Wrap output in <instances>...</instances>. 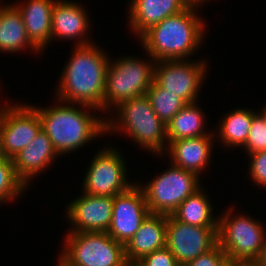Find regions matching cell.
<instances>
[{"label":"cell","mask_w":266,"mask_h":266,"mask_svg":"<svg viewBox=\"0 0 266 266\" xmlns=\"http://www.w3.org/2000/svg\"><path fill=\"white\" fill-rule=\"evenodd\" d=\"M95 43L75 45L58 81V100L93 107L104 112L108 55ZM98 47V48H97Z\"/></svg>","instance_id":"obj_1"},{"label":"cell","mask_w":266,"mask_h":266,"mask_svg":"<svg viewBox=\"0 0 266 266\" xmlns=\"http://www.w3.org/2000/svg\"><path fill=\"white\" fill-rule=\"evenodd\" d=\"M53 107H35L38 113L42 130L52 141L53 147L59 156L76 151L89 143L90 140L106 133V116L100 118L90 113L93 107L78 105L58 100ZM83 109H89L90 112Z\"/></svg>","instance_id":"obj_2"},{"label":"cell","mask_w":266,"mask_h":266,"mask_svg":"<svg viewBox=\"0 0 266 266\" xmlns=\"http://www.w3.org/2000/svg\"><path fill=\"white\" fill-rule=\"evenodd\" d=\"M197 8L187 7L163 19L140 37L143 49L155 61L188 59L203 43L205 23Z\"/></svg>","instance_id":"obj_3"},{"label":"cell","mask_w":266,"mask_h":266,"mask_svg":"<svg viewBox=\"0 0 266 266\" xmlns=\"http://www.w3.org/2000/svg\"><path fill=\"white\" fill-rule=\"evenodd\" d=\"M114 108L117 112L115 120H105L107 135L124 130L122 132L142 148L162 155L168 146L166 125L154 112L146 94L120 102Z\"/></svg>","instance_id":"obj_4"},{"label":"cell","mask_w":266,"mask_h":266,"mask_svg":"<svg viewBox=\"0 0 266 266\" xmlns=\"http://www.w3.org/2000/svg\"><path fill=\"white\" fill-rule=\"evenodd\" d=\"M232 210L229 208L227 212L221 214V217H218V244L227 257L255 266L264 251L265 226L247 215L234 216Z\"/></svg>","instance_id":"obj_5"},{"label":"cell","mask_w":266,"mask_h":266,"mask_svg":"<svg viewBox=\"0 0 266 266\" xmlns=\"http://www.w3.org/2000/svg\"><path fill=\"white\" fill-rule=\"evenodd\" d=\"M154 64L151 56L150 60L135 56L110 60L106 72L104 113L113 111L120 102L145 95L154 80Z\"/></svg>","instance_id":"obj_6"},{"label":"cell","mask_w":266,"mask_h":266,"mask_svg":"<svg viewBox=\"0 0 266 266\" xmlns=\"http://www.w3.org/2000/svg\"><path fill=\"white\" fill-rule=\"evenodd\" d=\"M61 256L73 266H125L124 244L107 232H68Z\"/></svg>","instance_id":"obj_7"},{"label":"cell","mask_w":266,"mask_h":266,"mask_svg":"<svg viewBox=\"0 0 266 266\" xmlns=\"http://www.w3.org/2000/svg\"><path fill=\"white\" fill-rule=\"evenodd\" d=\"M199 176L170 164V168L141 186L150 213L172 215L179 205L200 189Z\"/></svg>","instance_id":"obj_8"},{"label":"cell","mask_w":266,"mask_h":266,"mask_svg":"<svg viewBox=\"0 0 266 266\" xmlns=\"http://www.w3.org/2000/svg\"><path fill=\"white\" fill-rule=\"evenodd\" d=\"M124 159L116 148L100 149L90 161L82 192L93 196L114 197L129 189L133 184L127 180Z\"/></svg>","instance_id":"obj_9"},{"label":"cell","mask_w":266,"mask_h":266,"mask_svg":"<svg viewBox=\"0 0 266 266\" xmlns=\"http://www.w3.org/2000/svg\"><path fill=\"white\" fill-rule=\"evenodd\" d=\"M207 63L202 61L159 60L154 64V82L166 92L176 94L186 104L198 102Z\"/></svg>","instance_id":"obj_10"},{"label":"cell","mask_w":266,"mask_h":266,"mask_svg":"<svg viewBox=\"0 0 266 266\" xmlns=\"http://www.w3.org/2000/svg\"><path fill=\"white\" fill-rule=\"evenodd\" d=\"M218 227L193 226L167 216L166 247L180 266H185L217 243Z\"/></svg>","instance_id":"obj_11"},{"label":"cell","mask_w":266,"mask_h":266,"mask_svg":"<svg viewBox=\"0 0 266 266\" xmlns=\"http://www.w3.org/2000/svg\"><path fill=\"white\" fill-rule=\"evenodd\" d=\"M8 105L2 107L1 147L4 157L13 159L37 136L42 124L31 105Z\"/></svg>","instance_id":"obj_12"},{"label":"cell","mask_w":266,"mask_h":266,"mask_svg":"<svg viewBox=\"0 0 266 266\" xmlns=\"http://www.w3.org/2000/svg\"><path fill=\"white\" fill-rule=\"evenodd\" d=\"M113 197V214L107 233L116 241L126 244L150 214L140 184Z\"/></svg>","instance_id":"obj_13"},{"label":"cell","mask_w":266,"mask_h":266,"mask_svg":"<svg viewBox=\"0 0 266 266\" xmlns=\"http://www.w3.org/2000/svg\"><path fill=\"white\" fill-rule=\"evenodd\" d=\"M73 227L68 232H107L113 214V197L82 193L66 207Z\"/></svg>","instance_id":"obj_14"},{"label":"cell","mask_w":266,"mask_h":266,"mask_svg":"<svg viewBox=\"0 0 266 266\" xmlns=\"http://www.w3.org/2000/svg\"><path fill=\"white\" fill-rule=\"evenodd\" d=\"M88 12L79 3L72 0H56L52 11V39L62 38L76 40V45L90 44L89 37H85L90 29Z\"/></svg>","instance_id":"obj_15"},{"label":"cell","mask_w":266,"mask_h":266,"mask_svg":"<svg viewBox=\"0 0 266 266\" xmlns=\"http://www.w3.org/2000/svg\"><path fill=\"white\" fill-rule=\"evenodd\" d=\"M57 156L60 157L52 141L41 129L28 146L12 159L16 175L27 187L30 180L46 168L48 169Z\"/></svg>","instance_id":"obj_16"},{"label":"cell","mask_w":266,"mask_h":266,"mask_svg":"<svg viewBox=\"0 0 266 266\" xmlns=\"http://www.w3.org/2000/svg\"><path fill=\"white\" fill-rule=\"evenodd\" d=\"M213 140L214 135H205L171 141L166 148L171 164L200 177L211 158Z\"/></svg>","instance_id":"obj_17"},{"label":"cell","mask_w":266,"mask_h":266,"mask_svg":"<svg viewBox=\"0 0 266 266\" xmlns=\"http://www.w3.org/2000/svg\"><path fill=\"white\" fill-rule=\"evenodd\" d=\"M167 215L150 213L124 245L127 262H138L155 250L166 247Z\"/></svg>","instance_id":"obj_18"},{"label":"cell","mask_w":266,"mask_h":266,"mask_svg":"<svg viewBox=\"0 0 266 266\" xmlns=\"http://www.w3.org/2000/svg\"><path fill=\"white\" fill-rule=\"evenodd\" d=\"M56 0L13 4L20 12L30 41L41 51L52 42V11Z\"/></svg>","instance_id":"obj_19"},{"label":"cell","mask_w":266,"mask_h":266,"mask_svg":"<svg viewBox=\"0 0 266 266\" xmlns=\"http://www.w3.org/2000/svg\"><path fill=\"white\" fill-rule=\"evenodd\" d=\"M130 3L129 26L139 37L163 19L188 7L183 0H131Z\"/></svg>","instance_id":"obj_20"},{"label":"cell","mask_w":266,"mask_h":266,"mask_svg":"<svg viewBox=\"0 0 266 266\" xmlns=\"http://www.w3.org/2000/svg\"><path fill=\"white\" fill-rule=\"evenodd\" d=\"M28 49L41 52L28 38L19 10L11 4L0 6V51L15 53Z\"/></svg>","instance_id":"obj_21"},{"label":"cell","mask_w":266,"mask_h":266,"mask_svg":"<svg viewBox=\"0 0 266 266\" xmlns=\"http://www.w3.org/2000/svg\"><path fill=\"white\" fill-rule=\"evenodd\" d=\"M186 104L166 125V136L168 144L184 138H195L205 135H214L212 132H206L204 128V113L196 104ZM205 129V130H204Z\"/></svg>","instance_id":"obj_22"},{"label":"cell","mask_w":266,"mask_h":266,"mask_svg":"<svg viewBox=\"0 0 266 266\" xmlns=\"http://www.w3.org/2000/svg\"><path fill=\"white\" fill-rule=\"evenodd\" d=\"M203 189H198L194 194L188 196L172 214L179 222L193 226L218 227L219 218L212 216L213 207L208 195Z\"/></svg>","instance_id":"obj_23"},{"label":"cell","mask_w":266,"mask_h":266,"mask_svg":"<svg viewBox=\"0 0 266 266\" xmlns=\"http://www.w3.org/2000/svg\"><path fill=\"white\" fill-rule=\"evenodd\" d=\"M257 114L254 109L237 108L227 115L218 126V138L227 147H243L252 125L253 117Z\"/></svg>","instance_id":"obj_24"},{"label":"cell","mask_w":266,"mask_h":266,"mask_svg":"<svg viewBox=\"0 0 266 266\" xmlns=\"http://www.w3.org/2000/svg\"><path fill=\"white\" fill-rule=\"evenodd\" d=\"M146 95L149 97L154 112L165 125L186 105L176 94L166 92L154 81Z\"/></svg>","instance_id":"obj_25"},{"label":"cell","mask_w":266,"mask_h":266,"mask_svg":"<svg viewBox=\"0 0 266 266\" xmlns=\"http://www.w3.org/2000/svg\"><path fill=\"white\" fill-rule=\"evenodd\" d=\"M26 185L17 177L13 160L3 157L0 159V204L17 199ZM3 202V203H2Z\"/></svg>","instance_id":"obj_26"},{"label":"cell","mask_w":266,"mask_h":266,"mask_svg":"<svg viewBox=\"0 0 266 266\" xmlns=\"http://www.w3.org/2000/svg\"><path fill=\"white\" fill-rule=\"evenodd\" d=\"M242 148H245L248 155L266 150V123L259 112L253 117L248 138Z\"/></svg>","instance_id":"obj_27"},{"label":"cell","mask_w":266,"mask_h":266,"mask_svg":"<svg viewBox=\"0 0 266 266\" xmlns=\"http://www.w3.org/2000/svg\"><path fill=\"white\" fill-rule=\"evenodd\" d=\"M250 157L249 174L253 182L259 187H266V151H259L248 155Z\"/></svg>","instance_id":"obj_28"},{"label":"cell","mask_w":266,"mask_h":266,"mask_svg":"<svg viewBox=\"0 0 266 266\" xmlns=\"http://www.w3.org/2000/svg\"><path fill=\"white\" fill-rule=\"evenodd\" d=\"M140 266H180L167 247L155 250L137 262Z\"/></svg>","instance_id":"obj_29"},{"label":"cell","mask_w":266,"mask_h":266,"mask_svg":"<svg viewBox=\"0 0 266 266\" xmlns=\"http://www.w3.org/2000/svg\"><path fill=\"white\" fill-rule=\"evenodd\" d=\"M227 257L226 253L217 243L211 250L203 253L195 260L190 261L185 266H219Z\"/></svg>","instance_id":"obj_30"},{"label":"cell","mask_w":266,"mask_h":266,"mask_svg":"<svg viewBox=\"0 0 266 266\" xmlns=\"http://www.w3.org/2000/svg\"><path fill=\"white\" fill-rule=\"evenodd\" d=\"M219 266H249L244 261L226 257Z\"/></svg>","instance_id":"obj_31"},{"label":"cell","mask_w":266,"mask_h":266,"mask_svg":"<svg viewBox=\"0 0 266 266\" xmlns=\"http://www.w3.org/2000/svg\"><path fill=\"white\" fill-rule=\"evenodd\" d=\"M207 0H183L188 7L197 8L199 5L204 4ZM204 2V3H203Z\"/></svg>","instance_id":"obj_32"},{"label":"cell","mask_w":266,"mask_h":266,"mask_svg":"<svg viewBox=\"0 0 266 266\" xmlns=\"http://www.w3.org/2000/svg\"><path fill=\"white\" fill-rule=\"evenodd\" d=\"M255 266H266V239H265V245H264V251L262 254L261 259L255 264Z\"/></svg>","instance_id":"obj_33"},{"label":"cell","mask_w":266,"mask_h":266,"mask_svg":"<svg viewBox=\"0 0 266 266\" xmlns=\"http://www.w3.org/2000/svg\"><path fill=\"white\" fill-rule=\"evenodd\" d=\"M1 132H2V108H0V159L4 157L1 147Z\"/></svg>","instance_id":"obj_34"},{"label":"cell","mask_w":266,"mask_h":266,"mask_svg":"<svg viewBox=\"0 0 266 266\" xmlns=\"http://www.w3.org/2000/svg\"><path fill=\"white\" fill-rule=\"evenodd\" d=\"M60 257H58L59 259V263L57 262V266H73L71 264H69L61 255H59Z\"/></svg>","instance_id":"obj_35"},{"label":"cell","mask_w":266,"mask_h":266,"mask_svg":"<svg viewBox=\"0 0 266 266\" xmlns=\"http://www.w3.org/2000/svg\"><path fill=\"white\" fill-rule=\"evenodd\" d=\"M260 114L265 119V123H266V106L261 110Z\"/></svg>","instance_id":"obj_36"},{"label":"cell","mask_w":266,"mask_h":266,"mask_svg":"<svg viewBox=\"0 0 266 266\" xmlns=\"http://www.w3.org/2000/svg\"><path fill=\"white\" fill-rule=\"evenodd\" d=\"M125 266H140L137 262H127Z\"/></svg>","instance_id":"obj_37"}]
</instances>
